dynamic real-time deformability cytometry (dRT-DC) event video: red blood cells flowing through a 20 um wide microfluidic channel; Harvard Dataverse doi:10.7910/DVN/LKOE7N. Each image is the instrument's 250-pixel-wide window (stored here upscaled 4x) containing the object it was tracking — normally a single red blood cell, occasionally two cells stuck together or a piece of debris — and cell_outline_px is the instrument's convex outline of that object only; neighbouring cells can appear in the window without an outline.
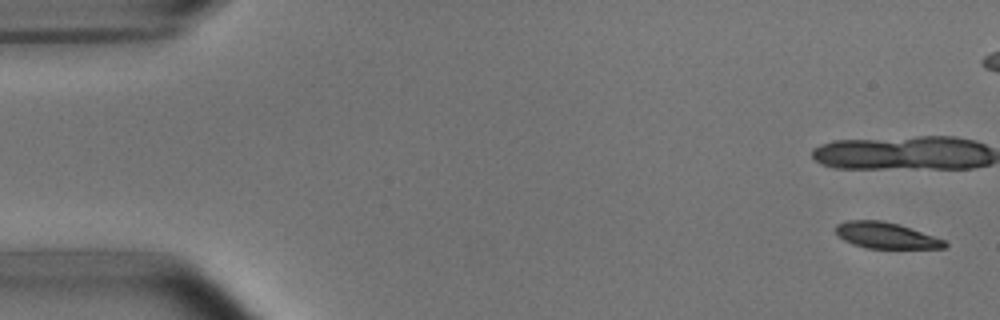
{"species": "common noctule bat (a hibernating species)", "species_latin": "Nyctalus noctula", "temperature_condition": "room temperature", "stored_images_in_passage": 12, "camera_frame_rate_fps": 3000, "um_per_image_px": 0.085, "animal": {"sex": "male", "body_mass_g": 15.6}, "frame": {"image": 1, "passage_image": 1, "time_ms": 0.0, "image_size_px": [1000, 320], "cell_outline_px": [[948, 244], [944, 248], [868, 248], [852, 244], [844, 240], [836, 232], [836, 224], [848, 220], [880, 220], [900, 224], [944, 240]], "centroid_in_image_um": [75.29, 20.0], "position_along_channel_um": 9.7, "area_um2": 16.42}}